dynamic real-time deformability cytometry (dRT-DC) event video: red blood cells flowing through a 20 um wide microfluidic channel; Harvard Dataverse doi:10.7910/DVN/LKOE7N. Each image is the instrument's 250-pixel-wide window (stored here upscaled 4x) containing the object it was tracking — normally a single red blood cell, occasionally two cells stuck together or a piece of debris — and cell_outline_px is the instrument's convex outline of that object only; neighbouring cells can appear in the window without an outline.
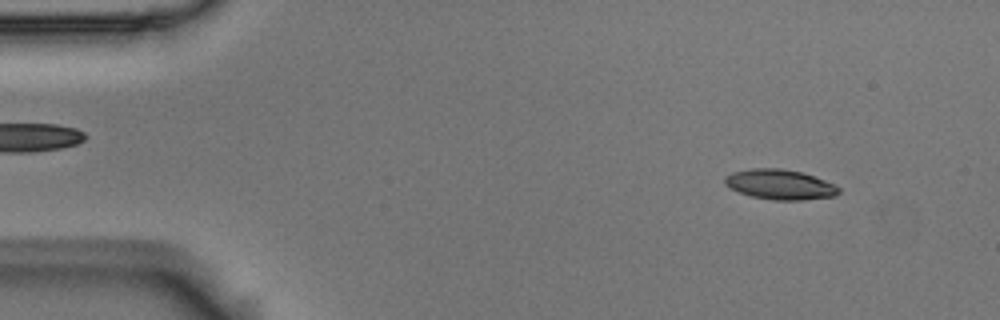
{"species": "Egyptian fruit bat (a non-hibernating species)", "species_latin": "Rousettus aegyptiacus", "temperature_condition": "room temperature", "stored_images_in_passage": 55, "camera_frame_rate_fps": 3000, "um_per_image_px": 0.085, "animal": {"sex": "male"}, "frame": {"image": 1, "passage_image": 5, "time_ms": 1.333, "image_size_px": [1000, 320], "cell_outline_px": [[840, 192], [836, 196], [804, 200], [772, 200], [752, 196], [740, 192], [724, 184], [724, 176], [732, 172], [752, 168], [780, 168], [800, 172], [824, 180], [840, 188]], "centroid_in_image_um": [66.28, 15.68], "position_along_channel_um": 18.7, "area_um2": 19.83}}
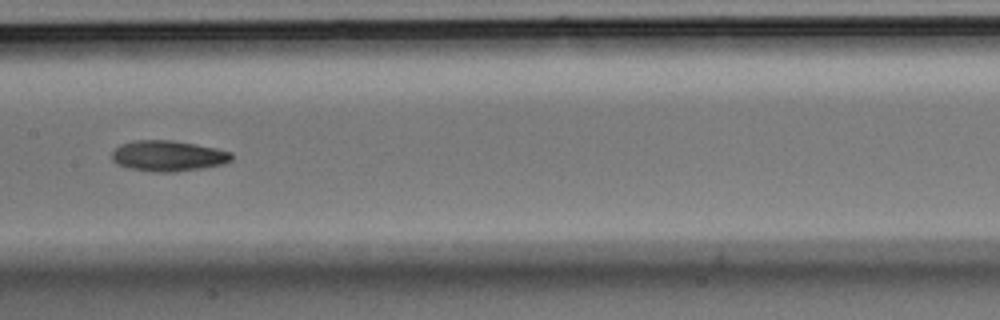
{"frame": {"image": 2, "passage_image": 27, "time_ms": 8.667, "image_size_px": [1000, 320], "cell_outline_px": [[232, 160], [224, 164], [204, 168], [176, 172], [152, 172], [128, 168], [116, 164], [112, 160], [112, 152], [120, 144], [132, 140], [172, 140], [196, 144], [216, 148], [232, 152]], "centroid_in_image_um": [14.29, 13.25], "position_along_channel_um": 193.1, "area_um2": 21.73}}
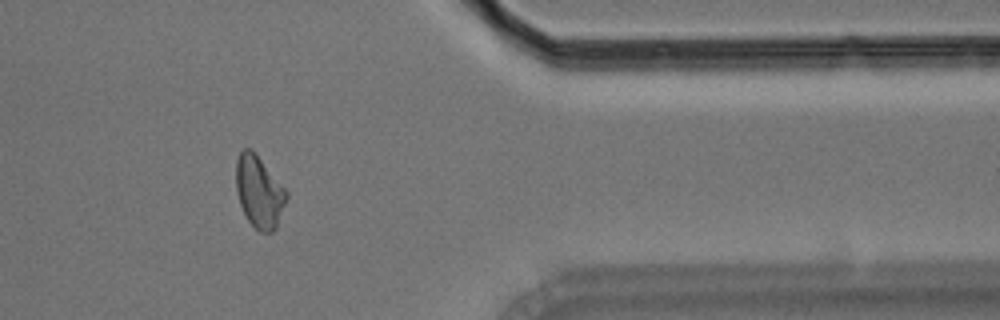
{"frame": {"image": 3, "passage_image": 45, "time_ms": 14.667, "image_size_px": [1000, 320], "cell_outline_px": [[288, 196], [276, 228], [272, 232], [260, 232], [248, 220], [240, 204], [236, 192], [236, 160], [240, 152], [244, 148], [252, 148], [256, 152], [288, 192]], "centroid_in_image_um": [22.03, 16.27], "position_along_channel_um": 389.4, "area_um2": 21.21}, "authors_computed_cell_mechanics": {"area_um2": 20.4612, "velocity_mm_per_s": 3.5992, "shape_relaxation_time_tau1_ms": 3.9558, "shape_relaxation_time_tau2_ms": 6.4187, "deformation_change_tau1": 0.1467, "deformation_change_tau2": 0.1369}}